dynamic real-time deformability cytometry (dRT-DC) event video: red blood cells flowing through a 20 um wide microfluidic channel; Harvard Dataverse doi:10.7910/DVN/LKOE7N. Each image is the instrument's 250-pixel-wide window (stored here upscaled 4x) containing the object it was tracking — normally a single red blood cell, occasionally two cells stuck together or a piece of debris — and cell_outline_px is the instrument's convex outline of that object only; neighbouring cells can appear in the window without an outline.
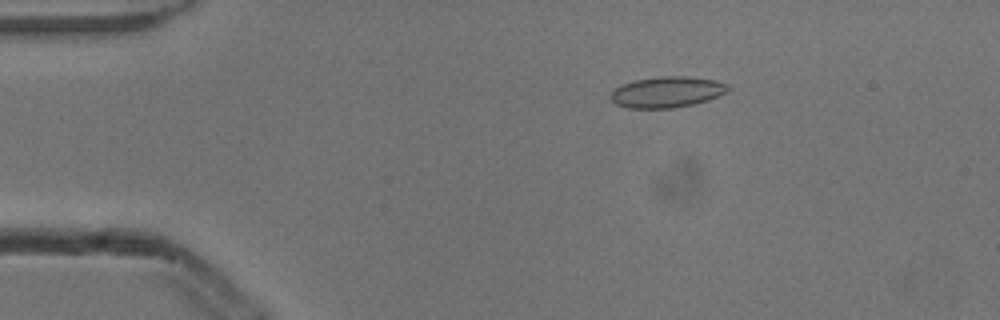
{"species": "common noctule bat (a hibernating species)", "species_latin": "Nyctalus noctula", "temperature_condition": "cold", "stored_images_in_passage": 5, "camera_frame_rate_fps": 3000, "um_per_image_px": 0.085, "animal": {"sex": "male", "body_mass_g": 13.3}, "frame": {"image": 1, "passage_image": 2, "time_ms": 0.333, "image_size_px": [1000, 320], "cell_outline_px": [[732, 88], [728, 92], [708, 100], [692, 104], [672, 108], [628, 108], [616, 104], [612, 100], [612, 92], [616, 88], [624, 84], [636, 80], [660, 76], [688, 76], [716, 80], [728, 84]], "centroid_in_image_um": [56.76, 7.82], "position_along_channel_um": 28.2, "area_um2": 21.1}}
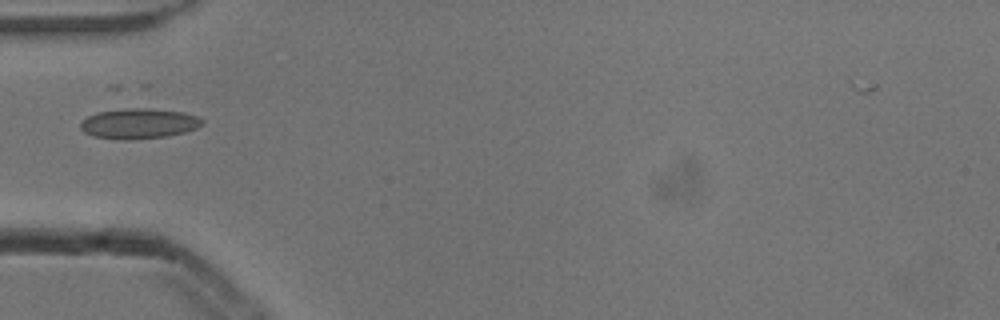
{"frame": {"image": 2, "passage_image": 4, "time_ms": 1.0, "image_size_px": [1000, 320], "cell_outline_px": [[204, 124], [196, 128], [184, 132], [168, 136], [128, 140], [124, 140], [92, 136], [84, 132], [80, 128], [80, 124], [88, 116], [96, 112], [124, 108], [148, 108], [184, 112], [196, 116], [204, 120]], "centroid_in_image_um": [11.8, 10.5], "position_along_channel_um": 73.2, "area_um2": 21.56}}
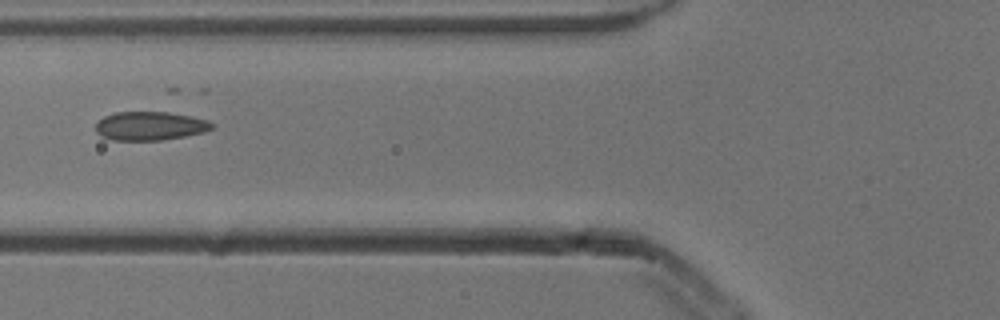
{"frame": {"image": 3, "passage_image": 5, "time_ms": 1.333, "image_size_px": [1000, 320], "cell_outline_px": [[212, 128], [204, 132], [184, 136], [160, 140], [112, 140], [100, 136], [96, 132], [96, 124], [104, 116], [116, 112], [168, 112], [208, 120], [212, 124]], "centroid_in_image_um": [12.71, 10.71], "position_along_channel_um": 113.1, "area_um2": 19.25}}